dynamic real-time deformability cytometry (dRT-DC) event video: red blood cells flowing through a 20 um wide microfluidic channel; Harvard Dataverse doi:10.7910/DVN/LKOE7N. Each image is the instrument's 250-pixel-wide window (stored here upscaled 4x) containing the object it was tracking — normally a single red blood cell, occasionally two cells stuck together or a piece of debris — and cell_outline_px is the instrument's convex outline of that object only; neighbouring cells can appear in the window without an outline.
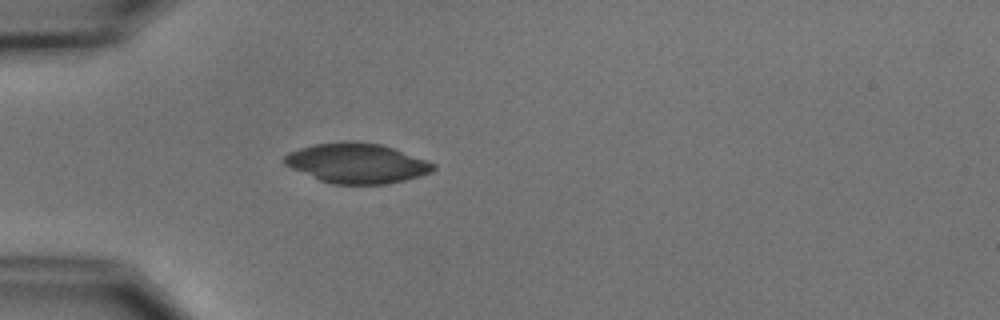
{"species": "common noctule bat (a hibernating species)", "species_latin": "Nyctalus noctula", "temperature_condition": "cold", "stored_images_in_passage": 3, "camera_frame_rate_fps": 3000, "um_per_image_px": 0.085, "animal": {"sex": "male", "body_mass_g": 15.6}, "frame": {"image": 1, "passage_image": 3, "time_ms": 3.333, "image_size_px": [1000, 320], "cell_outline_px": [[436, 168], [432, 172], [420, 176], [404, 180], [384, 184], [332, 184], [320, 180], [292, 168], [284, 164], [280, 160], [288, 152], [300, 148], [316, 144], [344, 140], [348, 140], [380, 144], [428, 160], [436, 164]], "centroid_in_image_um": [30.33, 13.86], "position_along_channel_um": 54.7, "area_um2": 34.68}}